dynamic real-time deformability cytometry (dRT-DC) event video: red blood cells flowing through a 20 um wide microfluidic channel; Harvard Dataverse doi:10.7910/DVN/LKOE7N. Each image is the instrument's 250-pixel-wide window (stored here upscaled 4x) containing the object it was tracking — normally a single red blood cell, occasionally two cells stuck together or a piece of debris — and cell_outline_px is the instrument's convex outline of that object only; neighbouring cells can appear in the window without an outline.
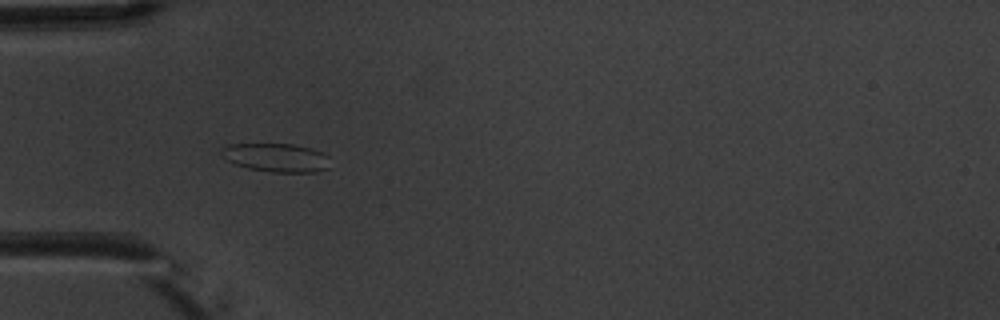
{"species": "common noctule bat (a hibernating species)", "species_latin": "Nyctalus noctula", "temperature_condition": "warm", "stored_images_in_passage": 13, "camera_frame_rate_fps": 3000, "um_per_image_px": 0.085, "animal": {"sex": "male", "body_mass_g": 20.1, "forearm_length_mm": 53.5}, "frame": {"image": 1, "passage_image": 3, "time_ms": 3.333, "image_size_px": [1000, 320], "cell_outline_px": [[328, 168], [316, 172], [272, 172], [248, 168], [232, 164], [220, 156], [220, 148], [224, 144], [292, 144], [312, 148], [324, 152], [328, 156]], "centroid_in_image_um": [23.42, 13.39], "position_along_channel_um": 61.6, "area_um2": 18.44}}
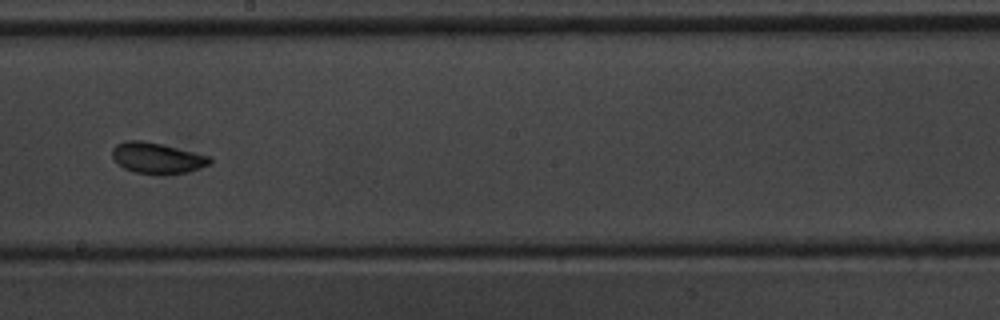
{"frame": {"image": 2, "passage_image": 7, "time_ms": 8.0, "image_size_px": [1000, 320], "cell_outline_px": [[212, 164], [188, 172], [156, 176], [136, 172], [124, 168], [112, 156], [112, 148], [116, 144], [124, 140], [140, 140], [160, 144], [212, 156]], "centroid_in_image_um": [13.39, 13.45], "position_along_channel_um": 234.8, "area_um2": 17.8}}
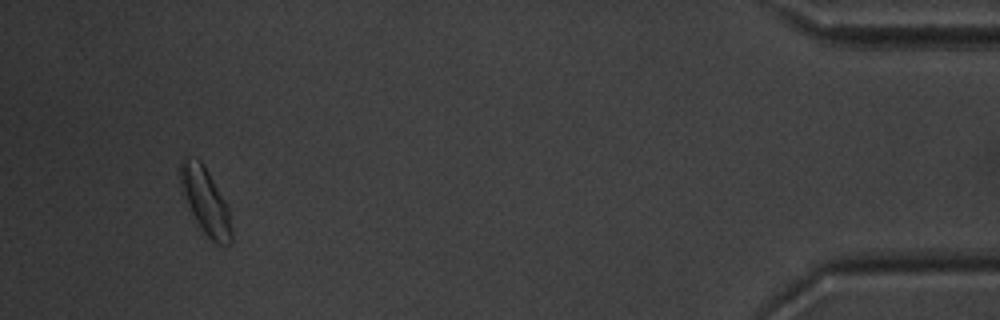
{"frame": {"image": 3, "passage_image": 12, "time_ms": 14.667, "image_size_px": [1000, 320], "cell_outline_px": [[232, 244], [216, 244], [204, 232], [196, 220], [180, 192], [180, 160], [200, 160], [204, 164], [228, 204], [232, 228]], "centroid_in_image_um": [17.49, 17.11], "position_along_channel_um": 417.7, "area_um2": 19.77}, "authors_computed_cell_mechanics": {"area_um2": 17.8602, "velocity_mm_per_s": 3.7682, "shape_relaxation_time_tau1_ms": 2.0784, "shape_relaxation_time_tau2_ms": 3.5682, "deformation_change_tau1": 0.0541, "deformation_change_tau2": 0.0467}}